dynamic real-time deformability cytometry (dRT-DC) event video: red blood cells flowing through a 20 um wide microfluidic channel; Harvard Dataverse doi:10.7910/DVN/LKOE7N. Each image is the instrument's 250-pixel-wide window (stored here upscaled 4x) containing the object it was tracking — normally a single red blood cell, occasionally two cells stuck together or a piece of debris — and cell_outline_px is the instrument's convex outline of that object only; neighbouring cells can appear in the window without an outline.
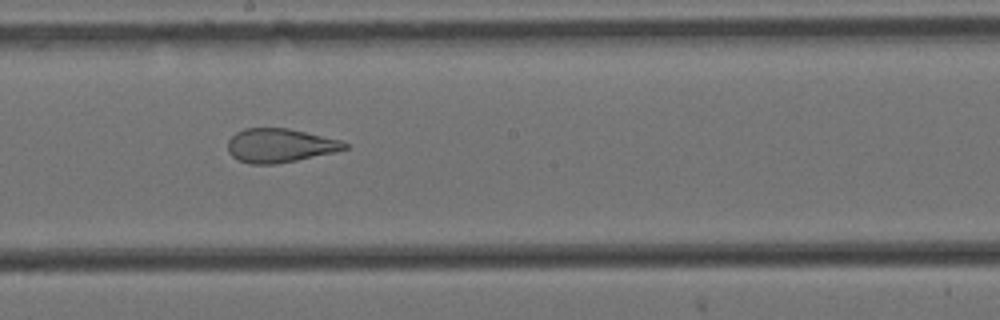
{"species": "Egyptian fruit bat (a non-hibernating species)", "species_latin": "Rousettus aegyptiacus", "temperature_condition": "cold", "stored_images_in_passage": 13, "camera_frame_rate_fps": 3000, "um_per_image_px": 0.085, "animal": {"sex": "female"}, "frame": {"image": 1, "passage_image": 8, "time_ms": 2.333, "image_size_px": [1000, 320], "cell_outline_px": [[348, 148], [336, 152], [276, 164], [248, 164], [232, 156], [228, 152], [228, 140], [236, 132], [244, 128], [288, 128], [340, 140], [348, 144]], "centroid_in_image_um": [23.78, 12.37], "position_along_channel_um": 224.4, "area_um2": 23.0}}